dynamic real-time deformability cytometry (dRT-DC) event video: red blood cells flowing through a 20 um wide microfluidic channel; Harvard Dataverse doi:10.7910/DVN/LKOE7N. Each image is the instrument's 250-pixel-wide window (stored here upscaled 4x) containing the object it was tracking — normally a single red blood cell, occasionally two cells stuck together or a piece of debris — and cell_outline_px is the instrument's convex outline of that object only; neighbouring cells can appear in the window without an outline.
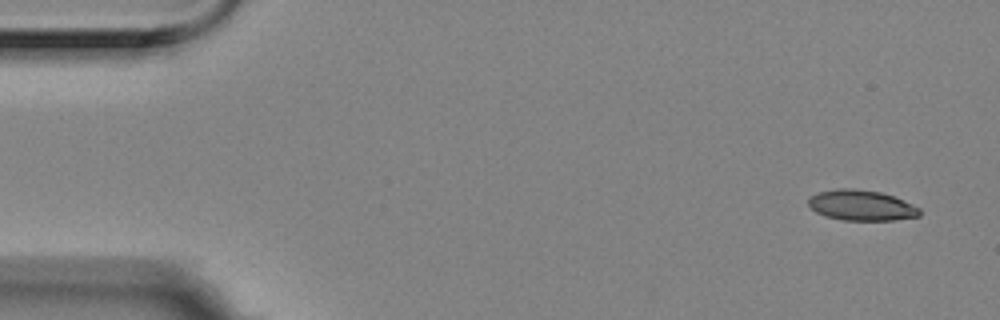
{"species": "Egyptian fruit bat (a non-hibernating species)", "species_latin": "Rousettus aegyptiacus", "temperature_condition": "room temperature", "stored_images_in_passage": 6, "camera_frame_rate_fps": 3000, "um_per_image_px": 0.085, "animal": {"sex": "female"}, "frame": {"image": 1, "passage_image": 1, "time_ms": 0.0, "image_size_px": [1000, 320], "cell_outline_px": [[920, 216], [892, 220], [844, 220], [824, 216], [816, 212], [808, 204], [808, 200], [812, 196], [820, 192], [840, 188], [852, 188], [880, 192], [892, 196], [912, 204], [920, 208]], "centroid_in_image_um": [73.22, 17.46], "position_along_channel_um": 11.8, "area_um2": 19.54}}
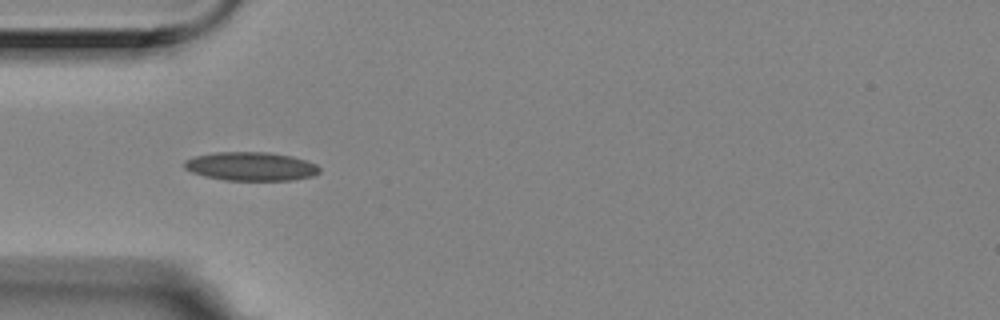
{"frame": {"image": 2, "passage_image": 5, "time_ms": 1.333, "image_size_px": [1000, 320], "cell_outline_px": [[320, 172], [312, 176], [292, 180], [224, 180], [204, 176], [192, 172], [184, 168], [184, 160], [196, 156], [216, 152], [268, 152], [292, 156], [316, 164], [320, 168]], "centroid_in_image_um": [21.32, 14.14], "position_along_channel_um": 63.7, "area_um2": 22.54}}
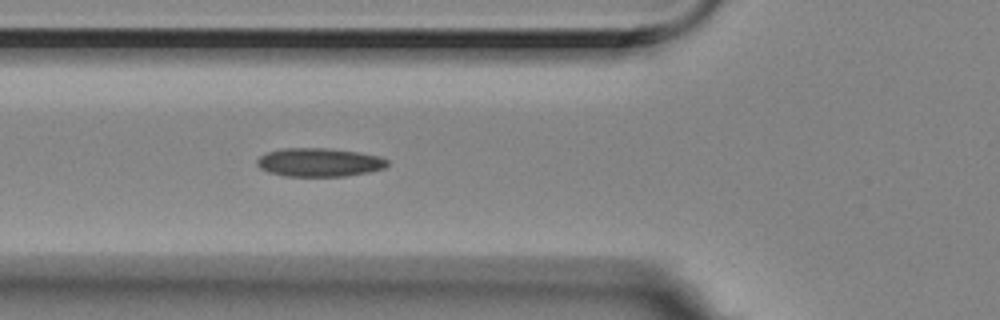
{"frame": {"image": 3, "passage_image": 6, "time_ms": 1.667, "image_size_px": [1000, 320], "cell_outline_px": [[388, 164], [384, 168], [368, 172], [344, 176], [284, 176], [268, 172], [260, 168], [256, 164], [256, 160], [264, 152], [280, 148], [328, 148], [360, 152], [380, 156], [388, 160]], "centroid_in_image_um": [27.1, 13.79], "position_along_channel_um": 98.7, "area_um2": 21.91}}